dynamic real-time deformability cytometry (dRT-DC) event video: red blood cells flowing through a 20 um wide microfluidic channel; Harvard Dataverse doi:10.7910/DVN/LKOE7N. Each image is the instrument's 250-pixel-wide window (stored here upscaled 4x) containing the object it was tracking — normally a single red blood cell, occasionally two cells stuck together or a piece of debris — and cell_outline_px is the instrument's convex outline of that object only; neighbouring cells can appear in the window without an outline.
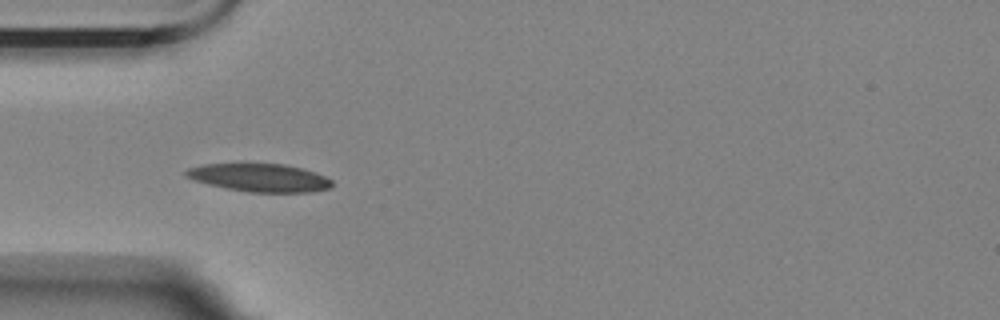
{"species": "Egyptian fruit bat (a non-hibernating species)", "species_latin": "Rousettus aegyptiacus", "temperature_condition": "room temperature", "stored_images_in_passage": 5, "camera_frame_rate_fps": 3000, "um_per_image_px": 0.085, "animal": {"sex": "female"}, "frame": {"image": 1, "passage_image": 4, "time_ms": 4.0, "image_size_px": [1000, 320], "cell_outline_px": [[332, 188], [312, 192], [248, 192], [224, 188], [208, 184], [184, 176], [184, 172], [188, 168], [204, 164], [284, 164], [316, 172], [332, 180]], "centroid_in_image_um": [22.08, 15.11], "position_along_channel_um": 62.9, "area_um2": 23.81}}
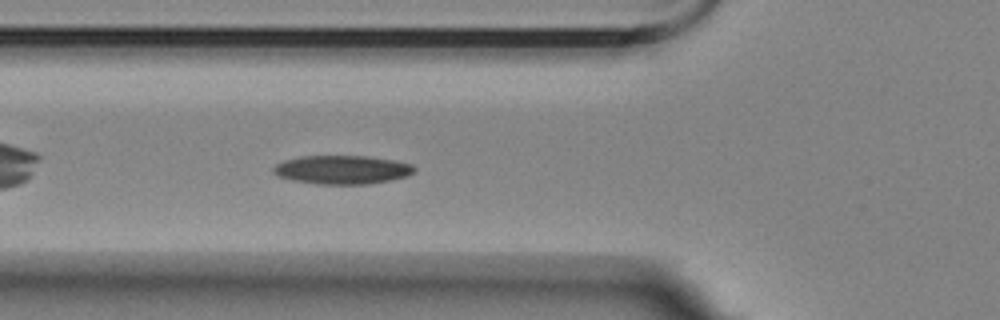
{"frame": {"image": 2, "passage_image": 5, "time_ms": 5.0, "image_size_px": [1000, 320], "cell_outline_px": [[416, 172], [408, 176], [368, 184], [316, 184], [292, 180], [276, 176], [272, 172], [272, 168], [276, 164], [284, 160], [300, 156], [368, 156], [392, 160], [412, 164], [416, 168]], "centroid_in_image_um": [29.06, 14.42], "position_along_channel_um": 96.7, "area_um2": 23.7}}